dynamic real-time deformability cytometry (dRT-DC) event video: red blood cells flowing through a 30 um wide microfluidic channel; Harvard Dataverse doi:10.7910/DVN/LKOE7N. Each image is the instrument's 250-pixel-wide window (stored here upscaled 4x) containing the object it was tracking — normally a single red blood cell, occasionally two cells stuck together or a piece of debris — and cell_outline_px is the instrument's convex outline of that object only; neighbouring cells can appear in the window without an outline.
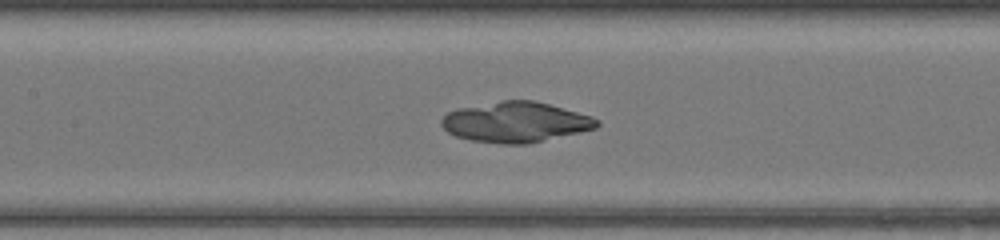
{"species": "common noctule bat (a hibernating species)", "species_latin": "Nyctalus noctula", "temperature_condition": "warm", "stored_images_in_passage": 32, "camera_frame_rate_fps": 3000, "um_per_image_px": 0.085, "animal": {"sex": "female", "body_mass_g": 17.0, "forearm_length_mm": 48.0}, "frame": {"image": 1, "passage_image": 7, "time_ms": 2.0, "image_size_px": [1000, 240], "cell_outline_px": [[600, 124], [596, 128], [580, 132], [528, 144], [500, 144], [472, 140], [456, 136], [448, 132], [440, 124], [440, 120], [448, 112], [460, 108], [504, 100], [532, 100], [548, 104], [592, 116], [600, 120]], "centroid_in_image_um": [43.84, 10.39], "position_along_channel_um": 163.6, "area_um2": 36.36}}
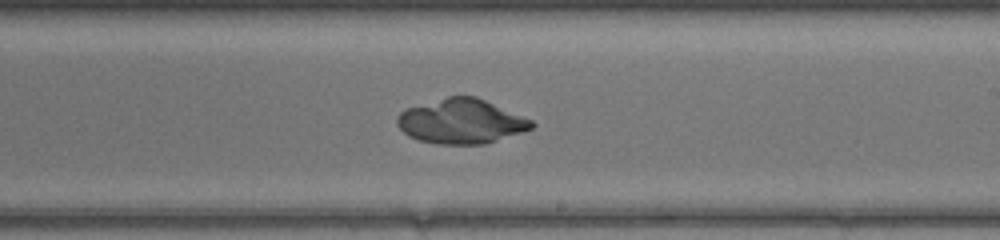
{"frame": {"image": 2, "passage_image": 13, "time_ms": 4.0, "image_size_px": [1000, 240], "cell_outline_px": [[536, 124], [532, 128], [524, 132], [484, 144], [440, 144], [416, 140], [408, 136], [396, 124], [396, 116], [404, 108], [448, 96], [476, 96], [532, 120]], "centroid_in_image_um": [39.17, 10.31], "position_along_channel_um": 249.8, "area_um2": 35.14}}
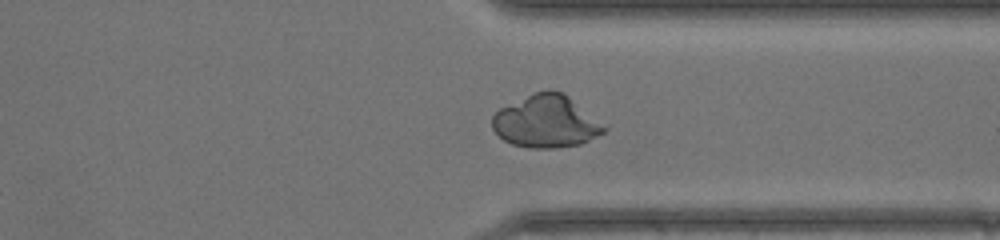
{"frame": {"image": 3, "passage_image": 21, "time_ms": 6.667, "image_size_px": [1000, 240], "cell_outline_px": [[608, 128], [604, 132], [580, 144], [556, 148], [528, 148], [512, 144], [504, 140], [492, 128], [492, 116], [500, 108], [536, 92], [560, 92], [568, 96]], "centroid_in_image_um": [46.4, 10.37], "position_along_channel_um": 365.0, "area_um2": 33.41}}